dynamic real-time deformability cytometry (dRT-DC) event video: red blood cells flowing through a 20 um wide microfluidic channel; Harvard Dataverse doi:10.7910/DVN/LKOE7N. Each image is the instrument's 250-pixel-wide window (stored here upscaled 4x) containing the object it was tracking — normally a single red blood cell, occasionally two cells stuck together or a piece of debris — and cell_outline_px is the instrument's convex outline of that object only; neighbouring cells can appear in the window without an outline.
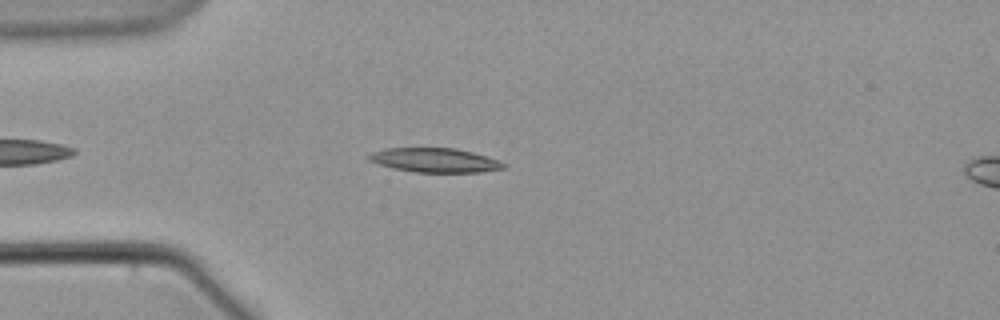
{"species": "common noctule bat (a hibernating species)", "species_latin": "Nyctalus noctula", "temperature_condition": "warm", "stored_images_in_passage": 12, "camera_frame_rate_fps": 3000, "um_per_image_px": 0.085, "animal": {"sex": "male", "body_mass_g": 21.5, "forearm_length_mm": 52.0}, "frame": {"image": 1, "passage_image": 3, "time_ms": 4.667, "image_size_px": [1000, 320], "cell_outline_px": [[504, 168], [480, 172], [416, 172], [392, 168], [368, 160], [368, 156], [372, 152], [384, 148], [456, 148], [472, 152], [496, 160], [504, 164]], "centroid_in_image_um": [36.9, 13.61], "position_along_channel_um": 48.1, "area_um2": 18.73}}
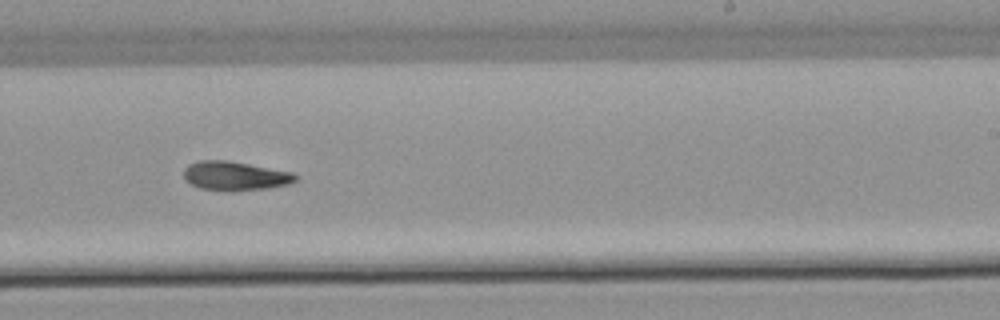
{"frame": {"image": 2, "passage_image": 9, "time_ms": 12.0, "image_size_px": [1000, 320], "cell_outline_px": [[296, 180], [288, 184], [268, 188], [232, 192], [228, 192], [200, 188], [184, 180], [184, 168], [188, 164], [200, 160], [228, 160], [292, 172], [296, 176]], "centroid_in_image_um": [19.94, 14.96], "position_along_channel_um": 269.1, "area_um2": 19.07}}